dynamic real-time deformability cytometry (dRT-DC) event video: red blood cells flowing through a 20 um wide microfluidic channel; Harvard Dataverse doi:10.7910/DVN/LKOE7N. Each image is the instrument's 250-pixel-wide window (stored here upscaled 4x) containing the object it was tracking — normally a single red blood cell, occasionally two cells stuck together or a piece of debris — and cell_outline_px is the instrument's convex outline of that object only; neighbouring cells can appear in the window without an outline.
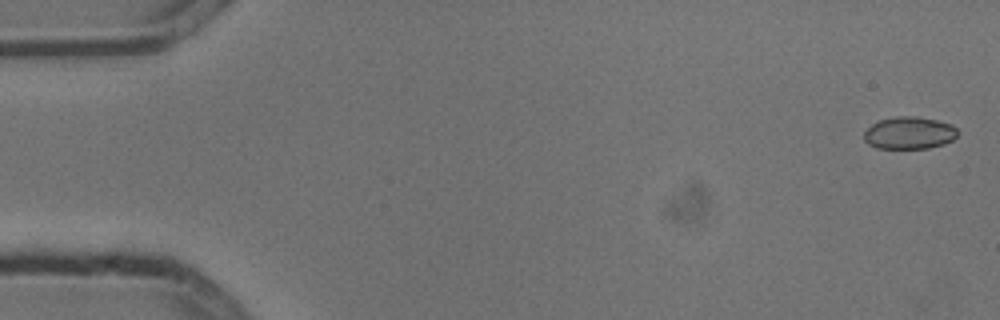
{"species": "common noctule bat (a hibernating species)", "species_latin": "Nyctalus noctula", "temperature_condition": "cold", "stored_images_in_passage": 4, "camera_frame_rate_fps": 3000, "um_per_image_px": 0.085, "animal": {"sex": "male", "body_mass_g": 13.3}, "frame": {"image": 1, "passage_image": 1, "time_ms": 0.0, "image_size_px": [1000, 320], "cell_outline_px": [[956, 136], [952, 140], [944, 144], [928, 148], [876, 148], [868, 144], [864, 140], [864, 132], [876, 120], [896, 116], [916, 116], [936, 120], [952, 124], [956, 128]], "centroid_in_image_um": [77.26, 11.29], "position_along_channel_um": 7.7, "area_um2": 17.69}}